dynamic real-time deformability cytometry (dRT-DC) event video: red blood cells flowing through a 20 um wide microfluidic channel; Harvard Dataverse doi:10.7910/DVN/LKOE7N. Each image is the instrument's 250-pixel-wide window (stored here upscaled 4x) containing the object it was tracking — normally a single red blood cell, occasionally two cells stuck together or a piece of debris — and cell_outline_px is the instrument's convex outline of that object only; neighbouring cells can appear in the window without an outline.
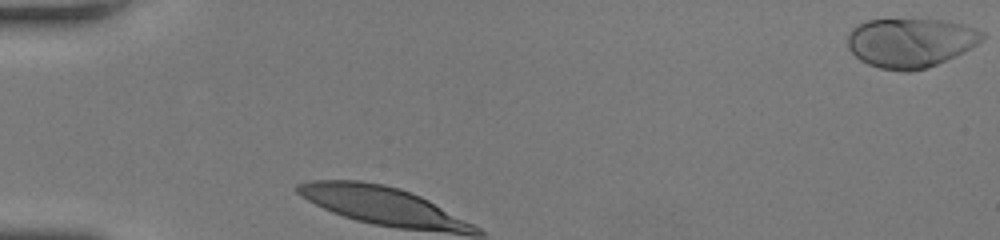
{"species": "human", "species_latin": "Homo sapiens", "temperature_condition": "room temperature", "stored_images_in_passage": 27, "camera_frame_rate_fps": 3000, "um_per_image_px": 0.085, "donor": {"sex": "female"}, "frame": {"image": 1, "passage_image": 1, "time_ms": 0.0, "image_size_px": [1000, 240], "cell_outline_px": [[984, 36], [976, 44], [964, 52], [928, 68], [912, 72], [904, 72], [880, 68], [868, 64], [860, 60], [848, 48], [848, 32], [852, 28], [868, 20], [940, 20], [960, 24], [984, 32]], "centroid_in_image_um": [77.36, 3.65], "position_along_channel_um": 7.6, "area_um2": 38.38}}
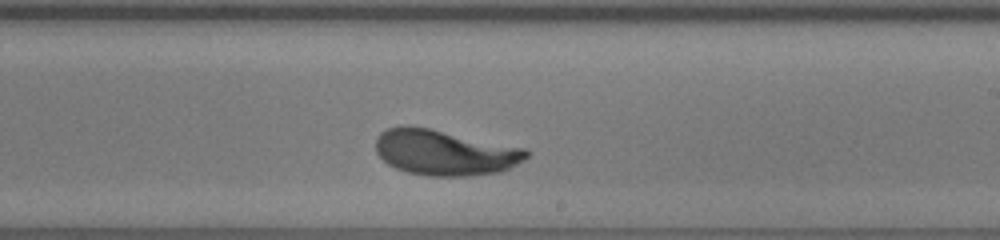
{"frame": {"image": 2, "passage_image": 17, "time_ms": 5.333, "image_size_px": [1000, 240], "cell_outline_px": [[528, 156], [524, 160], [500, 172], [468, 176], [424, 176], [408, 172], [396, 168], [388, 164], [376, 152], [376, 140], [380, 132], [388, 128], [428, 128], [524, 148], [528, 152]], "centroid_in_image_um": [37.81, 13.0], "position_along_channel_um": 251.2, "area_um2": 39.19}}
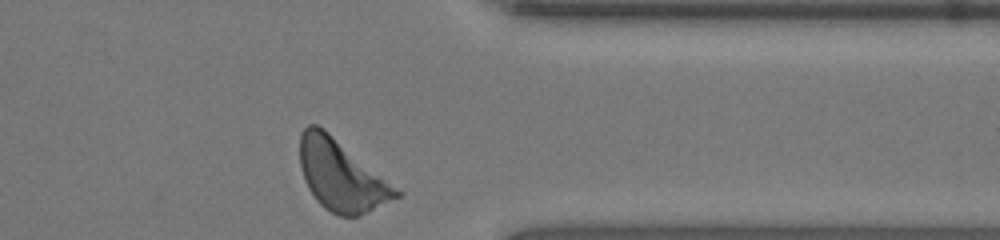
{"frame": {"image": 3, "passage_image": 27, "time_ms": 8.667, "image_size_px": [1000, 240], "cell_outline_px": [[404, 192], [400, 196], [360, 216], [340, 216], [324, 208], [316, 200], [308, 188], [304, 180], [300, 168], [300, 136], [304, 128], [308, 124], [316, 124], [324, 128]], "centroid_in_image_um": [29.02, 14.91], "position_along_channel_um": 382.4, "area_um2": 39.82}, "authors_computed_cell_mechanics": {"area_um2": 39.5352, "velocity_mm_per_s": 4.0973, "shape_relaxation_time_tau1_ms": 3.1377, "shape_relaxation_time_tau2_ms": 1.0328, "deformation_change_tau1": 0.1922, "deformation_change_tau2": 0.0558}}